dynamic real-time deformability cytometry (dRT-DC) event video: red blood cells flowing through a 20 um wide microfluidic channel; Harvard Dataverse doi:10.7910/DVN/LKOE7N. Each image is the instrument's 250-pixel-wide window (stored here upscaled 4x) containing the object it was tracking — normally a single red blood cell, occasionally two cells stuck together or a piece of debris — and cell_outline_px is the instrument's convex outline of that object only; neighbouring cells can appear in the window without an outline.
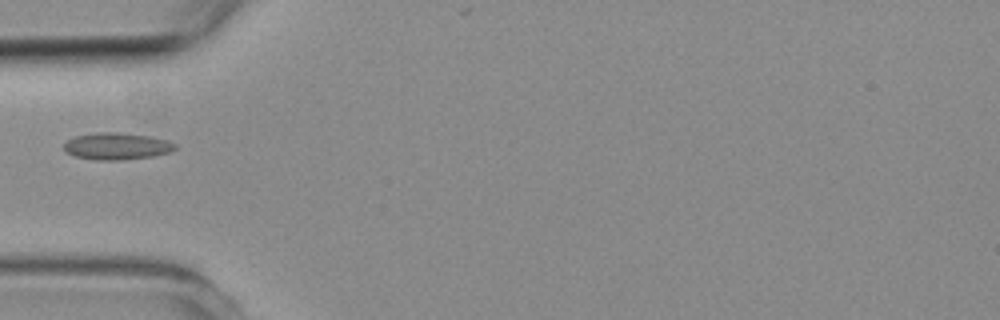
{"species": "common noctule bat (a hibernating species)", "species_latin": "Nyctalus noctula", "temperature_condition": "room temperature", "stored_images_in_passage": 1, "camera_frame_rate_fps": 3000, "um_per_image_px": 0.085, "animal": {"sex": "female", "body_mass_g": 19.3, "forearm_length_mm": 54.1}, "frame": {"image": 1, "passage_image": 1, "time_ms": 0.0, "image_size_px": [1000, 320], "cell_outline_px": [[176, 148], [168, 152], [152, 156], [120, 160], [96, 160], [76, 156], [64, 152], [64, 144], [68, 140], [76, 136], [100, 132], [116, 132], [148, 136], [168, 140], [176, 144]], "centroid_in_image_um": [9.91, 12.43], "position_along_channel_um": 75.1, "area_um2": 17.22}}